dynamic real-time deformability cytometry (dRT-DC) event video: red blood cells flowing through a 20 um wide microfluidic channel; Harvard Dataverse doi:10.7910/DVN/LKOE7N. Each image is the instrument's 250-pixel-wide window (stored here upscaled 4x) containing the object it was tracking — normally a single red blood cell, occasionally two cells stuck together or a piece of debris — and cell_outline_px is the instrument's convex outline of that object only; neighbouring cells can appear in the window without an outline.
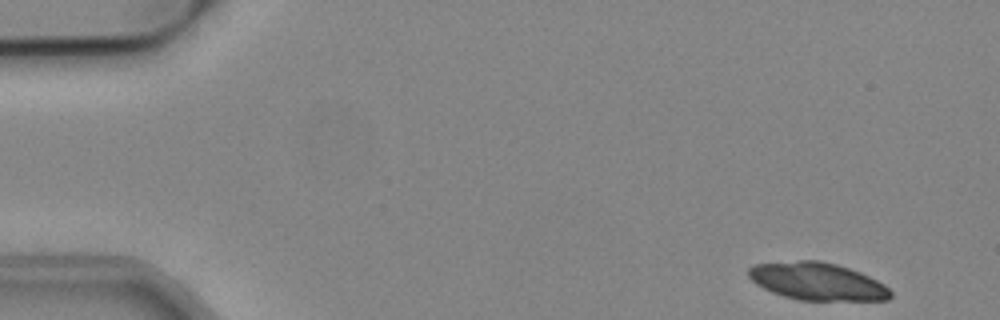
{"species": "common noctule bat (a hibernating species)", "species_latin": "Nyctalus noctula", "temperature_condition": "cold", "stored_images_in_passage": 21, "camera_frame_rate_fps": 3000, "um_per_image_px": 0.085, "animal": {"sex": "male", "body_mass_g": 19.2, "forearm_length_mm": 51.8}, "frame": {"image": 1, "passage_image": 1, "time_ms": 0.0, "image_size_px": [1000, 320], "cell_outline_px": [[892, 296], [888, 300], [796, 300], [772, 292], [756, 284], [748, 276], [748, 268], [752, 264], [800, 260], [820, 260], [836, 264], [860, 272], [884, 284], [892, 292]], "centroid_in_image_um": [69.45, 23.91], "position_along_channel_um": 15.5, "area_um2": 31.1}}
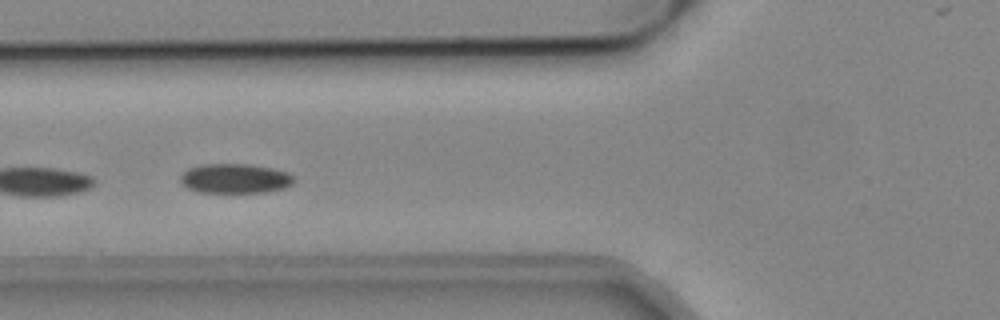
{"frame": {"image": 2, "passage_image": 18, "time_ms": 5.667, "image_size_px": [1000, 320], "cell_outline_px": [[292, 184], [284, 188], [264, 192], [200, 192], [188, 188], [180, 180], [180, 176], [188, 168], [200, 164], [252, 164], [272, 168], [288, 172], [292, 176]], "centroid_in_image_um": [19.97, 15.16], "position_along_channel_um": 105.8, "area_um2": 19.48}}